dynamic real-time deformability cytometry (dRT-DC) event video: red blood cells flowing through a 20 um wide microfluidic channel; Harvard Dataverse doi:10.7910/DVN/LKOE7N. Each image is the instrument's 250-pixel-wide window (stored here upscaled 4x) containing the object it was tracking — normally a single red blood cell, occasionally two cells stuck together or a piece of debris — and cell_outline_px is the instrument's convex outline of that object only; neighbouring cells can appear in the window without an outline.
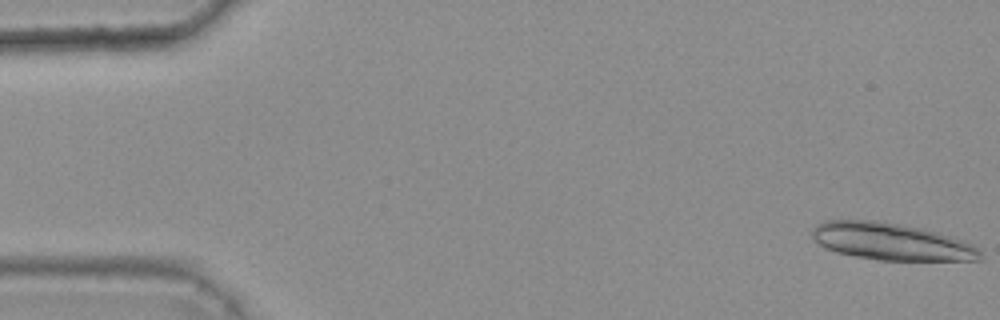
{"species": "common noctule bat (a hibernating species)", "species_latin": "Nyctalus noctula", "temperature_condition": "warm", "stored_images_in_passage": 46, "camera_frame_rate_fps": 3000, "um_per_image_px": 0.085, "animal": {"sex": "female", "body_mass_g": 25.1}, "frame": {"image": 1, "passage_image": 1, "time_ms": 0.0, "image_size_px": [1000, 320], "cell_outline_px": [[984, 256], [980, 260], [880, 260], [856, 256], [836, 252], [824, 248], [812, 236], [812, 228], [816, 224], [824, 220], [872, 220], [900, 224], [920, 228], [936, 232], [964, 240], [972, 244]], "centroid_in_image_um": [75.74, 20.53], "position_along_channel_um": 9.3, "area_um2": 36.18}}
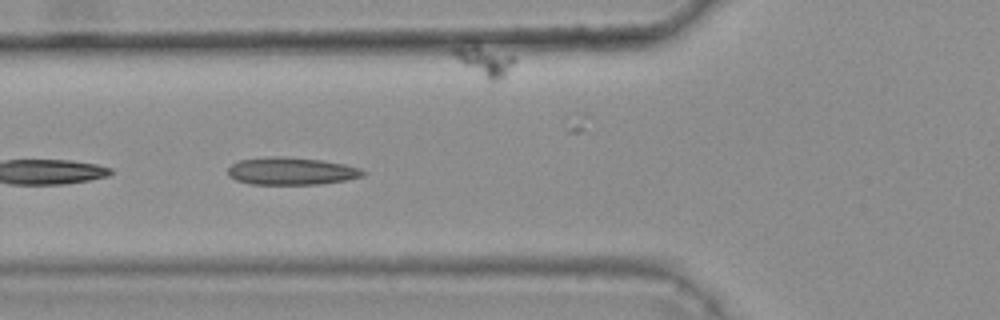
{"frame": {"image": 2, "passage_image": 20, "time_ms": 6.333, "image_size_px": [1000, 320], "cell_outline_px": [[364, 176], [348, 180], [324, 184], [252, 184], [236, 180], [228, 176], [228, 168], [232, 164], [240, 160], [272, 156], [284, 156], [320, 160], [344, 164], [360, 168], [364, 172]], "centroid_in_image_um": [24.77, 14.55], "position_along_channel_um": 101.0, "area_um2": 21.68}, "authors_computed_cell_mechanics": {"area_um2": 20.9814, "velocity_mm_per_s": 3.6994, "shape_relaxation_time_tau1_ms": null, "shape_relaxation_time_tau2_ms": 2.5456, "deformation_change_tau1": null, "deformation_change_tau2": 0.1159}}